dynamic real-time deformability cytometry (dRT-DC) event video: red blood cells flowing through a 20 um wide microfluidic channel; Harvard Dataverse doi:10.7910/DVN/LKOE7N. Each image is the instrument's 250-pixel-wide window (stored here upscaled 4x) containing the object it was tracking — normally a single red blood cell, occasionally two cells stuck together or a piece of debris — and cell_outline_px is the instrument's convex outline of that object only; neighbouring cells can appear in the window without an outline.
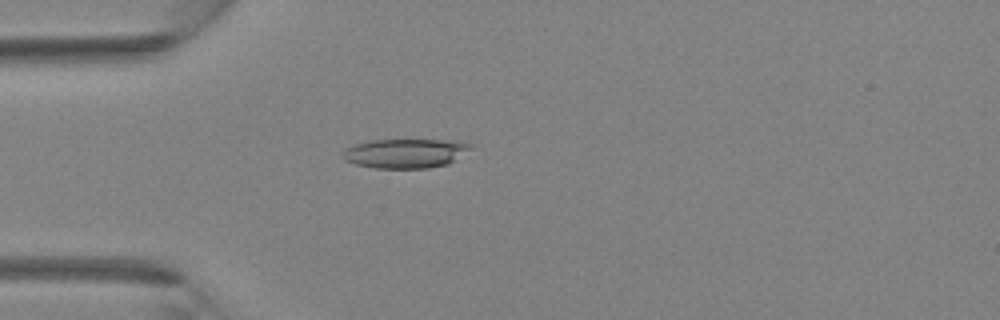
{"species": "Egyptian fruit bat (a non-hibernating species)", "species_latin": "Rousettus aegyptiacus", "temperature_condition": "room temperature", "stored_images_in_passage": 3, "camera_frame_rate_fps": 3000, "um_per_image_px": 0.085, "animal": {"sex": "female"}, "frame": {"image": 1, "passage_image": 3, "time_ms": 0.667, "image_size_px": [1000, 320], "cell_outline_px": [[476, 144], [472, 148], [448, 164], [428, 168], [376, 168], [356, 164], [344, 160], [340, 156], [344, 148], [352, 144], [368, 140], [460, 140]], "centroid_in_image_um": [34.45, 13.01], "position_along_channel_um": 50.6, "area_um2": 22.25}}